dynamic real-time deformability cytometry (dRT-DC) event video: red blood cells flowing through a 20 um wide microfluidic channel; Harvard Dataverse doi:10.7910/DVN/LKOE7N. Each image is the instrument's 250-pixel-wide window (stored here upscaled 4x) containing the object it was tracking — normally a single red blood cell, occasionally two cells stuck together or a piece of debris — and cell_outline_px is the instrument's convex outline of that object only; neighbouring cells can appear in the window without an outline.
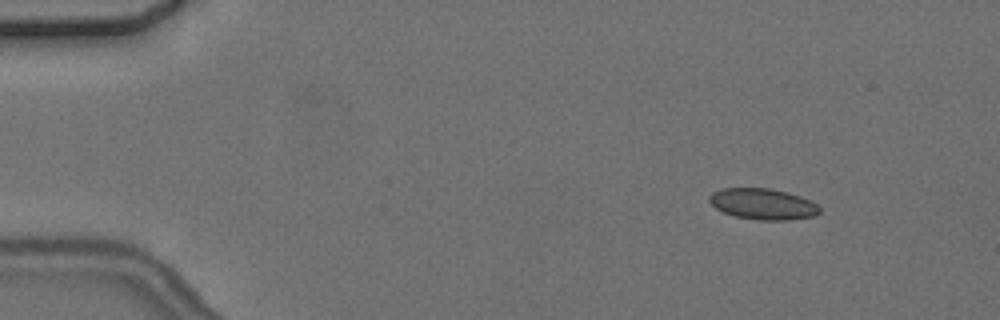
{"species": "common noctule bat (a hibernating species)", "species_latin": "Nyctalus noctula", "temperature_condition": "cold", "stored_images_in_passage": 4, "camera_frame_rate_fps": 3000, "um_per_image_px": 0.085, "animal": {"sex": "female", "body_mass_g": 24.6, "forearm_length_mm": 56.2}, "frame": {"image": 1, "passage_image": 1, "time_ms": 0.0, "image_size_px": [1000, 320], "cell_outline_px": [[820, 212], [816, 216], [788, 220], [756, 220], [736, 216], [724, 212], [716, 208], [708, 200], [708, 196], [712, 192], [724, 188], [768, 188], [788, 192], [800, 196], [816, 204], [820, 208]], "centroid_in_image_um": [64.85, 17.34], "position_along_channel_um": 20.2, "area_um2": 19.94}}
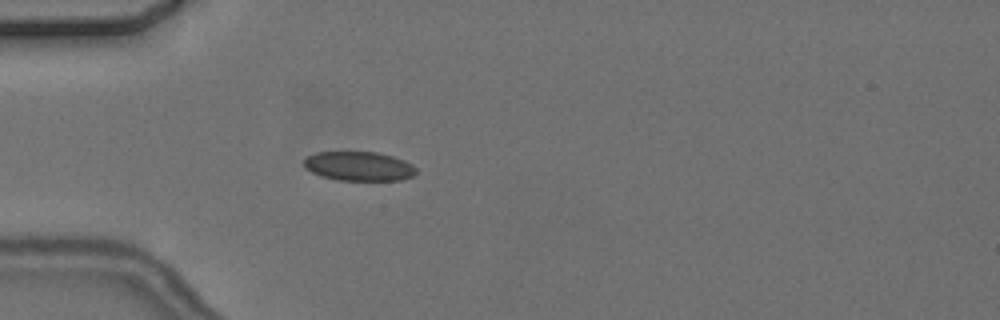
{"frame": {"image": 2, "passage_image": 4, "time_ms": 3.333, "image_size_px": [1000, 320], "cell_outline_px": [[416, 172], [412, 176], [400, 180], [336, 180], [320, 176], [304, 168], [304, 160], [308, 156], [316, 152], [376, 152], [392, 156], [404, 160], [412, 164], [416, 168]], "centroid_in_image_um": [30.49, 14.13], "position_along_channel_um": 54.5, "area_um2": 19.13}}